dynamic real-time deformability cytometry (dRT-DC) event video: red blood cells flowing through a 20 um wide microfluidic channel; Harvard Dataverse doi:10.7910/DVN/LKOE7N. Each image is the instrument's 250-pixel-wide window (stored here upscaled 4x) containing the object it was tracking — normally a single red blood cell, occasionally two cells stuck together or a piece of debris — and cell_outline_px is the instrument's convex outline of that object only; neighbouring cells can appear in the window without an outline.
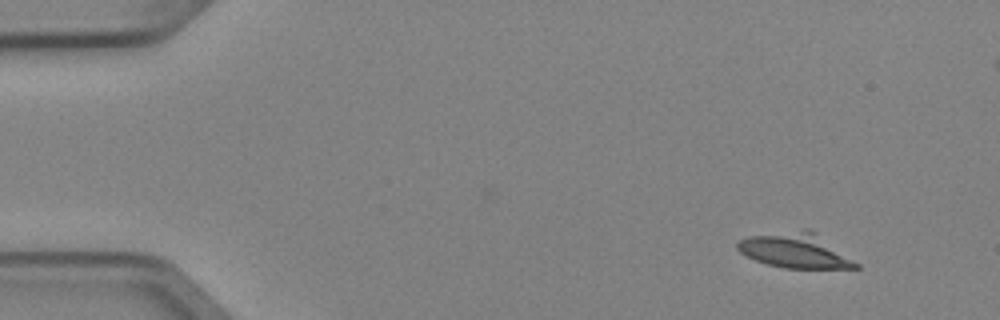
{"species": "Egyptian fruit bat (a non-hibernating species)", "species_latin": "Rousettus aegyptiacus", "temperature_condition": "cold", "stored_images_in_passage": 5, "camera_frame_rate_fps": 3000, "um_per_image_px": 0.085, "animal": {"sex": "female"}, "frame": {"image": 1, "passage_image": 1, "time_ms": 0.0, "image_size_px": [1000, 320], "cell_outline_px": [[860, 268], [784, 268], [768, 264], [756, 260], [740, 252], [736, 248], [736, 244], [740, 240], [748, 236], [808, 228], [860, 264]], "centroid_in_image_um": [67.59, 21.3], "position_along_channel_um": 17.4, "area_um2": 23.7}}
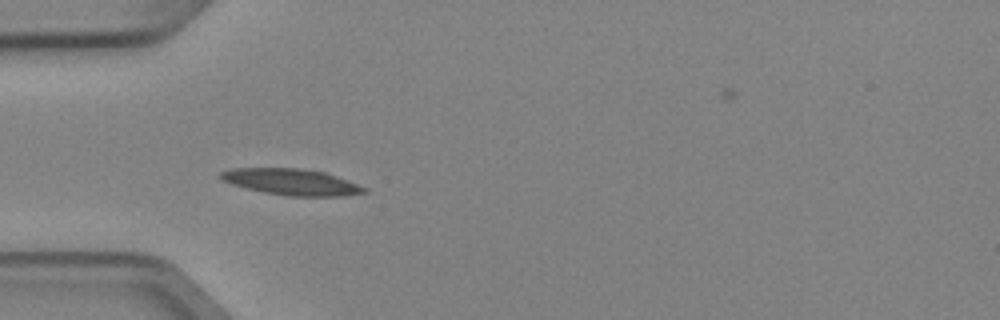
{"frame": {"image": 2, "passage_image": 4, "time_ms": 1.0, "image_size_px": [1000, 320], "cell_outline_px": [[368, 192], [344, 196], [288, 196], [264, 192], [232, 184], [220, 180], [216, 176], [220, 172], [232, 168], [300, 168], [324, 172], [348, 180], [368, 188]], "centroid_in_image_um": [24.77, 15.46], "position_along_channel_um": 60.2, "area_um2": 22.08}}
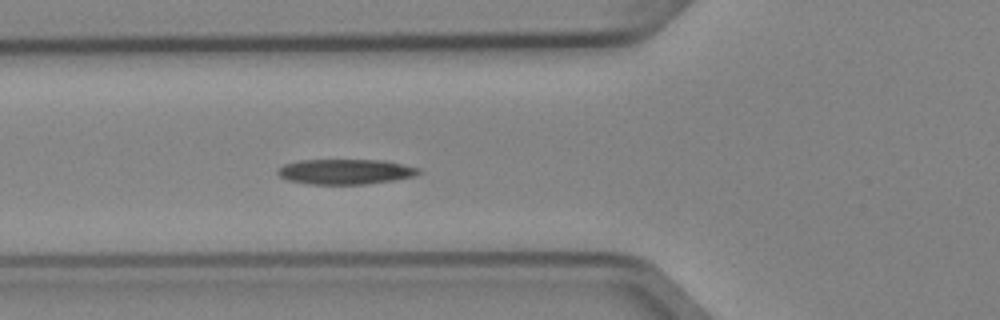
{"frame": {"image": 3, "passage_image": 5, "time_ms": 1.333, "image_size_px": [1000, 320], "cell_outline_px": [[420, 172], [412, 176], [392, 180], [364, 184], [308, 184], [288, 180], [280, 176], [276, 172], [284, 164], [300, 160], [380, 160], [420, 168]], "centroid_in_image_um": [29.31, 14.59], "position_along_channel_um": 96.5, "area_um2": 20.35}}